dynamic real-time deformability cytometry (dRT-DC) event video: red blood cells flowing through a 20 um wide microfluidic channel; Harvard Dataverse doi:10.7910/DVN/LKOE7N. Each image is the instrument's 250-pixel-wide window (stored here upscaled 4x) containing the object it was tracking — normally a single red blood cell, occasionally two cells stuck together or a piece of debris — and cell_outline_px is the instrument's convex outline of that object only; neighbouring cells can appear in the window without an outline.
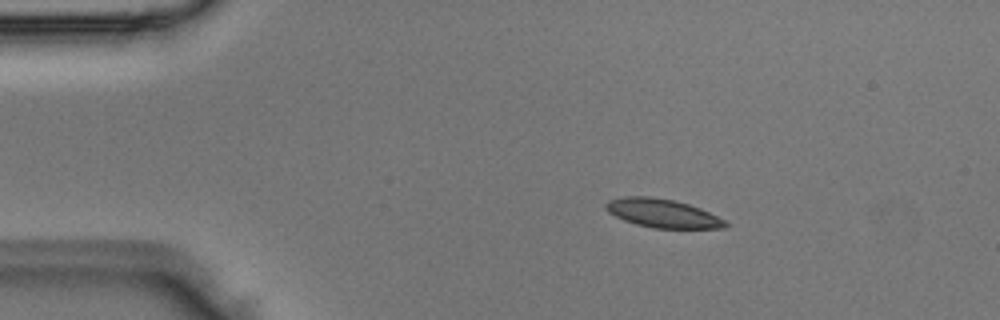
{"species": "Egyptian fruit bat (a non-hibernating species)", "species_latin": "Rousettus aegyptiacus", "temperature_condition": "room temperature", "stored_images_in_passage": 4, "camera_frame_rate_fps": 3000, "um_per_image_px": 0.085, "animal": {"sex": "male"}, "frame": {"image": 1, "passage_image": 1, "time_ms": 0.0, "image_size_px": [1000, 320], "cell_outline_px": [[728, 224], [724, 228], [652, 228], [636, 224], [624, 220], [608, 212], [604, 208], [604, 204], [608, 200], [624, 196], [648, 196], [672, 200], [688, 204], [700, 208], [728, 220]], "centroid_in_image_um": [56.32, 18.13], "position_along_channel_um": 28.7, "area_um2": 20.0}}
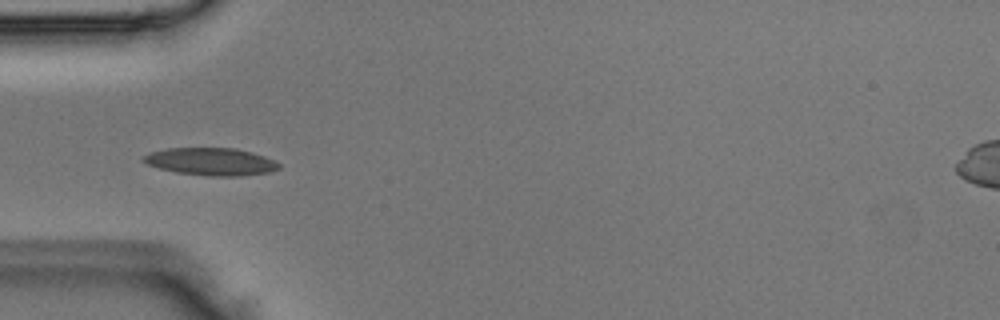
{"frame": {"image": 2, "passage_image": 3, "time_ms": 0.667, "image_size_px": [1000, 320], "cell_outline_px": [[280, 168], [268, 172], [236, 176], [208, 176], [176, 172], [160, 168], [148, 164], [140, 160], [144, 156], [152, 152], [168, 148], [236, 148], [252, 152], [264, 156], [280, 164]], "centroid_in_image_um": [17.93, 13.73], "position_along_channel_um": 67.1, "area_um2": 21.5}}
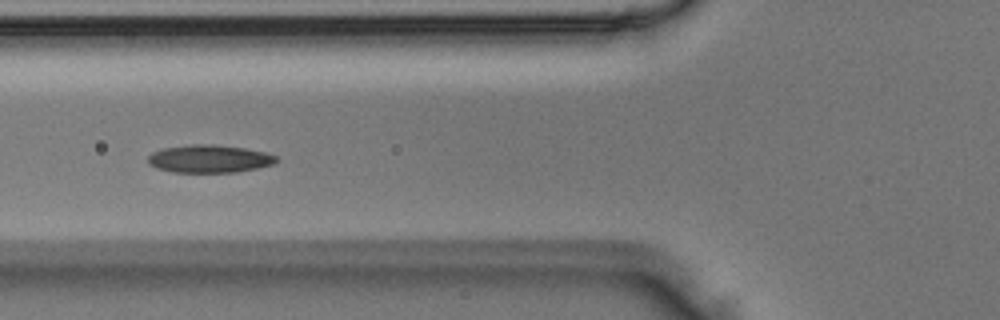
{"frame": {"image": 3, "passage_image": 4, "time_ms": 1.0, "image_size_px": [1000, 320], "cell_outline_px": [[276, 160], [272, 164], [256, 168], [236, 172], [172, 172], [156, 168], [148, 164], [148, 156], [152, 152], [164, 148], [192, 144], [212, 144], [244, 148], [264, 152], [276, 156]], "centroid_in_image_um": [17.74, 13.5], "position_along_channel_um": 108.1, "area_um2": 20.63}}